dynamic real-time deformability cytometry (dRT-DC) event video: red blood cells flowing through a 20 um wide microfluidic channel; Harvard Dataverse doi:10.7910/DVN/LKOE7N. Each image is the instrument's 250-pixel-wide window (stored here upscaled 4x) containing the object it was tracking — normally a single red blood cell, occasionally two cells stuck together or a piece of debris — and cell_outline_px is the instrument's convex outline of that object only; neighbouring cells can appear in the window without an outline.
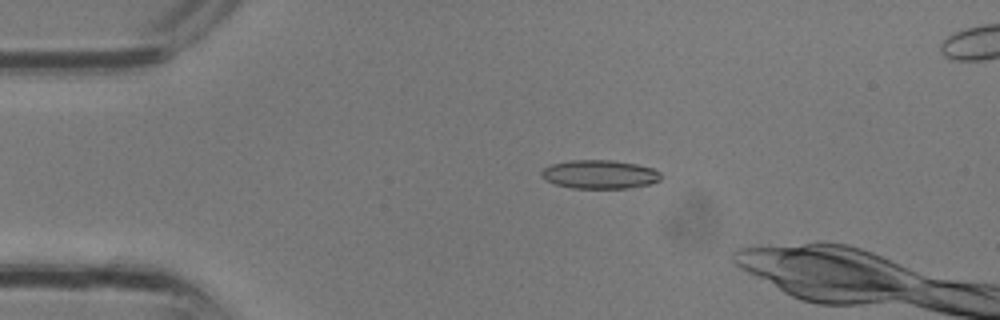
{"species": "common noctule bat (a hibernating species)", "species_latin": "Nyctalus noctula", "temperature_condition": "room temperature", "stored_images_in_passage": 4, "camera_frame_rate_fps": 3000, "um_per_image_px": 0.085, "animal": {"sex": "male", "body_mass_g": 13.3}, "frame": {"image": 1, "passage_image": 2, "time_ms": 0.333, "image_size_px": [1000, 320], "cell_outline_px": [[660, 180], [648, 184], [628, 188], [572, 188], [556, 184], [540, 176], [540, 172], [544, 168], [552, 164], [568, 160], [612, 160], [636, 164], [652, 168], [660, 172]], "centroid_in_image_um": [50.95, 14.81], "position_along_channel_um": 34.0, "area_um2": 19.83}}